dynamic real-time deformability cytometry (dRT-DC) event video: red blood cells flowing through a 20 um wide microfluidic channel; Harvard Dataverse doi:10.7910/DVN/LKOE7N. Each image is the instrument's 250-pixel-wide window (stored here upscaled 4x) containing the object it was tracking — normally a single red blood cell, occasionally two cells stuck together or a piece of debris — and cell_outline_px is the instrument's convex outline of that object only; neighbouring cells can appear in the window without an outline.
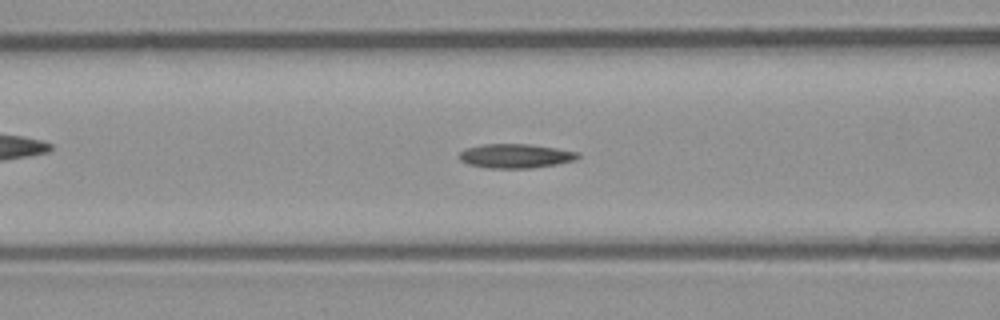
{"species": "common noctule bat (a hibernating species)", "species_latin": "Nyctalus noctula", "temperature_condition": "room temperature", "stored_images_in_passage": 47, "camera_frame_rate_fps": 3000, "um_per_image_px": 0.085, "animal": {"sex": "male", "body_mass_g": 23.1, "forearm_length_mm": 52.7}, "frame": {"image": 1, "passage_image": 21, "time_ms": 6.667, "image_size_px": [1000, 320], "cell_outline_px": [[580, 156], [576, 160], [556, 164], [532, 168], [488, 168], [468, 164], [460, 160], [460, 152], [464, 148], [484, 144], [528, 144], [556, 148], [580, 152]], "centroid_in_image_um": [43.83, 13.25], "position_along_channel_um": 122.8, "area_um2": 16.76}}
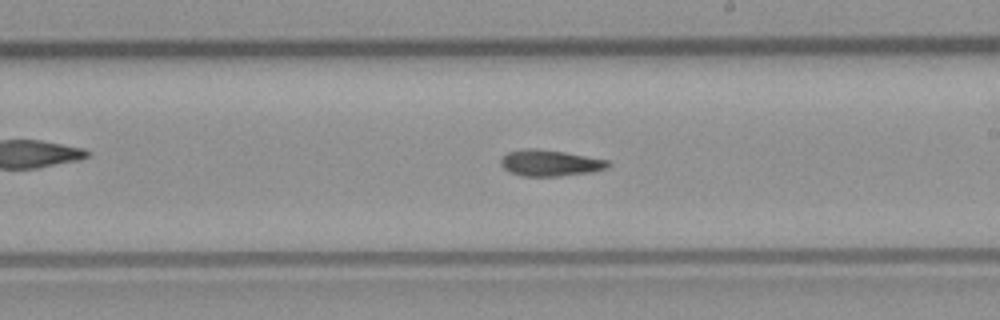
{"frame": {"image": 2, "passage_image": 30, "time_ms": 9.667, "image_size_px": [1000, 320], "cell_outline_px": [[612, 164], [608, 168], [592, 172], [560, 176], [520, 176], [508, 172], [500, 164], [500, 160], [508, 152], [528, 148], [532, 148], [564, 152], [608, 160]], "centroid_in_image_um": [46.76, 13.87], "position_along_channel_um": 242.2, "area_um2": 16.42}}
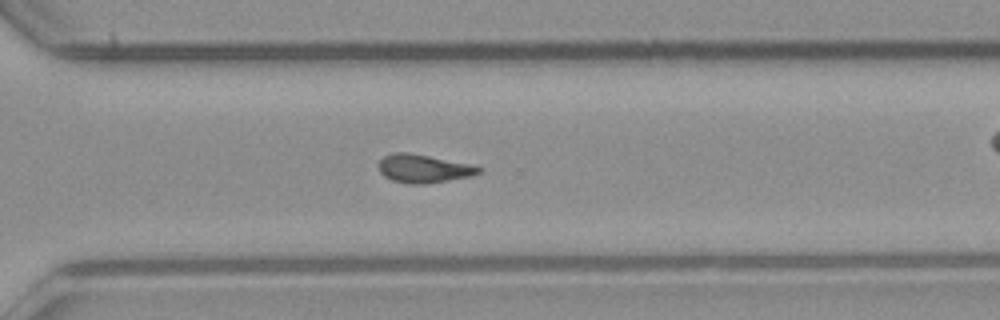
{"frame": {"image": 3, "passage_image": 37, "time_ms": 12.0, "image_size_px": [1000, 320], "cell_outline_px": [[484, 168], [480, 172], [472, 176], [424, 184], [408, 184], [392, 180], [384, 176], [380, 172], [376, 164], [384, 156], [396, 152], [408, 152], [468, 164]], "centroid_in_image_um": [35.96, 14.33], "position_along_channel_um": 334.6, "area_um2": 16.42}, "authors_computed_cell_mechanics": {"area_um2": 16.3574, "velocity_mm_per_s": 3.9711, "shape_relaxation_time_tau1_ms": 6.1044, "shape_relaxation_time_tau2_ms": 6.9552, "deformation_change_tau1": 0.1972, "deformation_change_tau2": 0.1684}}